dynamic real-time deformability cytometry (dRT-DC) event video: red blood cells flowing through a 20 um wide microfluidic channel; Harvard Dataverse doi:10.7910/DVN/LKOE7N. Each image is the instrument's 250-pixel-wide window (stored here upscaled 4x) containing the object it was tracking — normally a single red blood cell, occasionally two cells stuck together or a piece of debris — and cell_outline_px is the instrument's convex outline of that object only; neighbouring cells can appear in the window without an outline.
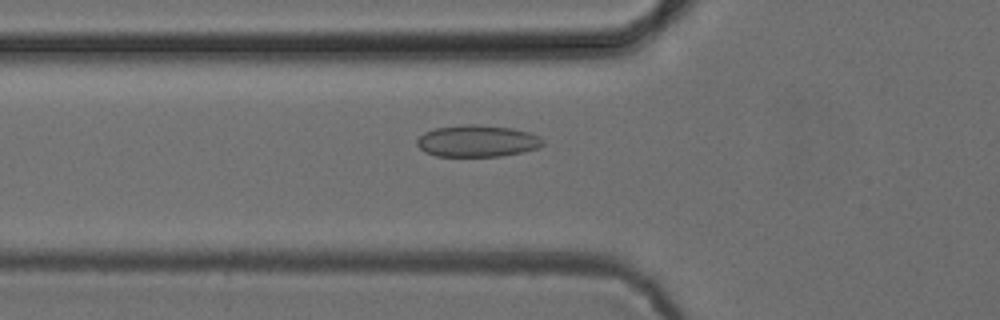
{"species": "common noctule bat (a hibernating species)", "species_latin": "Nyctalus noctula", "temperature_condition": "cold", "stored_images_in_passage": 35, "camera_frame_rate_fps": 3000, "um_per_image_px": 0.085, "animal": {"sex": "female", "body_mass_g": 24.6, "forearm_length_mm": 56.2}, "frame": {"image": 1, "passage_image": 8, "time_ms": 2.333, "image_size_px": [1000, 320], "cell_outline_px": [[544, 144], [540, 148], [500, 156], [436, 156], [424, 152], [416, 144], [416, 140], [424, 132], [436, 128], [464, 124], [472, 124], [512, 128], [528, 132], [540, 136], [544, 140]], "centroid_in_image_um": [40.57, 11.99], "position_along_channel_um": 85.2, "area_um2": 23.35}}
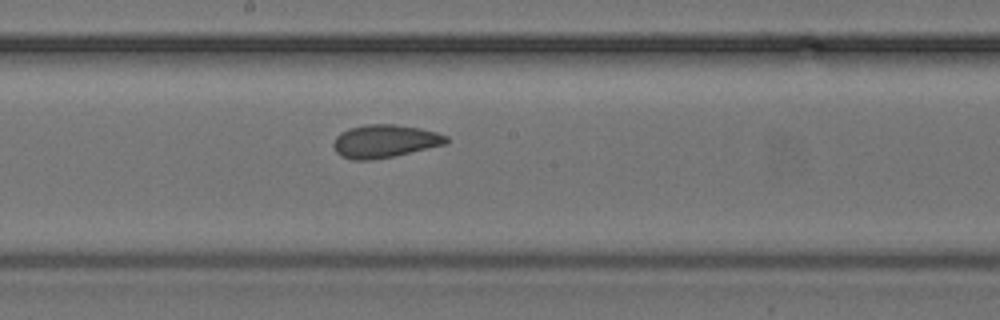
{"frame": {"image": 2, "passage_image": 18, "time_ms": 5.667, "image_size_px": [1000, 320], "cell_outline_px": [[448, 140], [444, 144], [392, 156], [372, 160], [352, 160], [340, 156], [336, 152], [332, 144], [336, 136], [340, 132], [348, 128], [368, 124], [396, 124], [420, 128], [436, 132], [448, 136]], "centroid_in_image_um": [32.64, 11.99], "position_along_channel_um": 215.6, "area_um2": 21.62}}
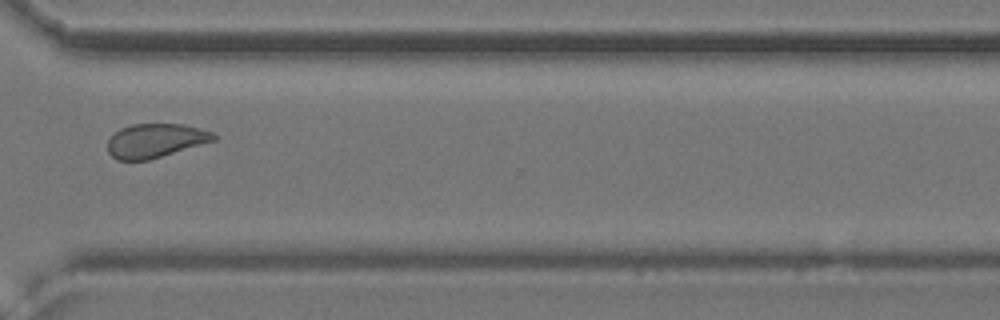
{"frame": {"image": 3, "passage_image": 29, "time_ms": 9.333, "image_size_px": [1000, 320], "cell_outline_px": [[216, 140], [148, 160], [116, 160], [108, 152], [108, 140], [120, 128], [132, 124], [184, 124], [212, 132], [216, 136]], "centroid_in_image_um": [13.19, 11.95], "position_along_channel_um": 357.4, "area_um2": 20.81}, "authors_computed_cell_mechanics": {"area_um2": 21.386, "velocity_mm_per_s": 3.8869, "shape_relaxation_time_tau1_ms": 3.761, "shape_relaxation_time_tau2_ms": 1.9252, "deformation_change_tau1": 0.1014, "deformation_change_tau2": 0.0616}}